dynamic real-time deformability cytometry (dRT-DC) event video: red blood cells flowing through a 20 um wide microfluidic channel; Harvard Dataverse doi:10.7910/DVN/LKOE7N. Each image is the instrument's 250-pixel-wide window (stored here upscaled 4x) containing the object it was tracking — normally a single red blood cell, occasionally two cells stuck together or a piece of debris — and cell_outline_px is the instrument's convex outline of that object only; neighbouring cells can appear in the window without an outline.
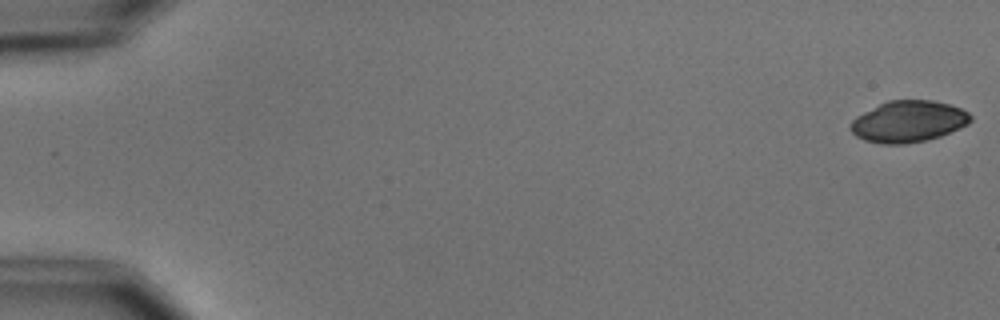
{"species": "common noctule bat (a hibernating species)", "species_latin": "Nyctalus noctula", "temperature_condition": "cold", "stored_images_in_passage": 5, "camera_frame_rate_fps": 3000, "um_per_image_px": 0.085, "animal": {"sex": "male", "body_mass_g": 15.6}, "frame": {"image": 1, "passage_image": 1, "time_ms": 0.0, "image_size_px": [1000, 320], "cell_outline_px": [[972, 120], [968, 124], [960, 128], [940, 136], [924, 140], [904, 144], [884, 144], [864, 140], [856, 136], [848, 128], [852, 120], [856, 116], [888, 100], [932, 100], [948, 104], [960, 108], [968, 112], [972, 116]], "centroid_in_image_um": [77.2, 10.32], "position_along_channel_um": 7.8, "area_um2": 28.9}}